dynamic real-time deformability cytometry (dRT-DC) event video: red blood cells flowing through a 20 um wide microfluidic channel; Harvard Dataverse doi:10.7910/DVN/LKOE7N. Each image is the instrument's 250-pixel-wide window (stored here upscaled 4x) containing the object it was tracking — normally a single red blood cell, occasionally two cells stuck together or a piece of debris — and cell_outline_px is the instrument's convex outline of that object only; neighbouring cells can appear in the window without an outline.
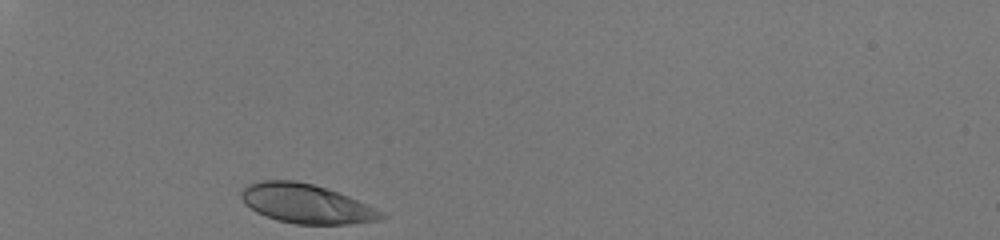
{"species": "human", "species_latin": "Homo sapiens", "temperature_condition": "room temperature", "stored_images_in_passage": 29, "camera_frame_rate_fps": 3000, "um_per_image_px": 0.085, "donor": {"sex": "male"}, "frame": {"image": 1, "passage_image": 1, "time_ms": 0.0, "image_size_px": [1000, 240], "cell_outline_px": [[388, 216], [380, 220], [348, 224], [296, 224], [276, 220], [256, 212], [244, 204], [240, 196], [240, 192], [248, 184], [264, 180], [296, 180], [312, 184], [348, 196], [376, 208], [384, 212]], "centroid_in_image_um": [26.02, 17.32], "position_along_channel_um": 59.0, "area_um2": 32.02}}
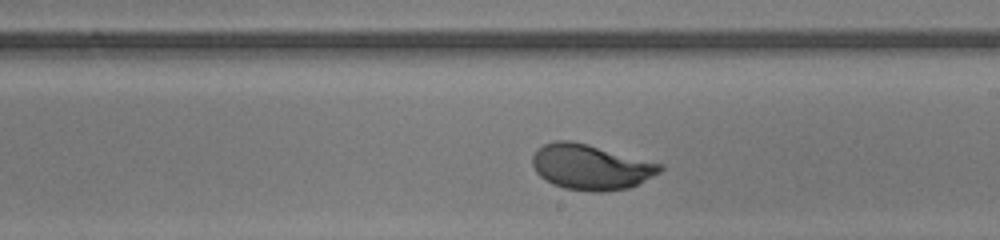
{"frame": {"image": 2, "passage_image": 17, "time_ms": 5.333, "image_size_px": [1000, 240], "cell_outline_px": [[664, 168], [660, 172], [628, 188], [604, 192], [592, 192], [564, 188], [552, 184], [544, 180], [536, 172], [532, 164], [532, 156], [536, 148], [544, 144], [556, 140], [572, 140], [588, 144], [664, 164]], "centroid_in_image_um": [50.19, 14.19], "position_along_channel_um": 238.8, "area_um2": 33.93}}
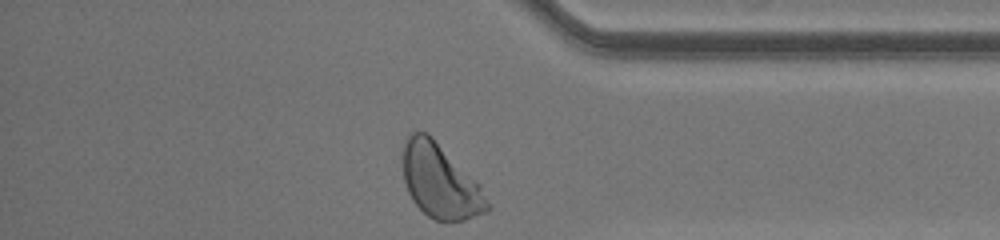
{"frame": {"image": 3, "passage_image": 29, "time_ms": 9.333, "image_size_px": [1000, 240], "cell_outline_px": [[492, 208], [488, 212], [464, 220], [436, 220], [428, 216], [412, 200], [408, 192], [404, 180], [400, 148], [404, 140], [412, 132], [428, 132], [480, 184], [492, 204]], "centroid_in_image_um": [37.42, 15.38], "position_along_channel_um": 397.8, "area_um2": 36.99}, "authors_computed_cell_mechanics": {"area_um2": 33.1772, "velocity_mm_per_s": 4.0734, "shape_relaxation_time_tau1_ms": 2.5563, "shape_relaxation_time_tau2_ms": null, "deformation_change_tau1": 0.1611, "deformation_change_tau2": null}}